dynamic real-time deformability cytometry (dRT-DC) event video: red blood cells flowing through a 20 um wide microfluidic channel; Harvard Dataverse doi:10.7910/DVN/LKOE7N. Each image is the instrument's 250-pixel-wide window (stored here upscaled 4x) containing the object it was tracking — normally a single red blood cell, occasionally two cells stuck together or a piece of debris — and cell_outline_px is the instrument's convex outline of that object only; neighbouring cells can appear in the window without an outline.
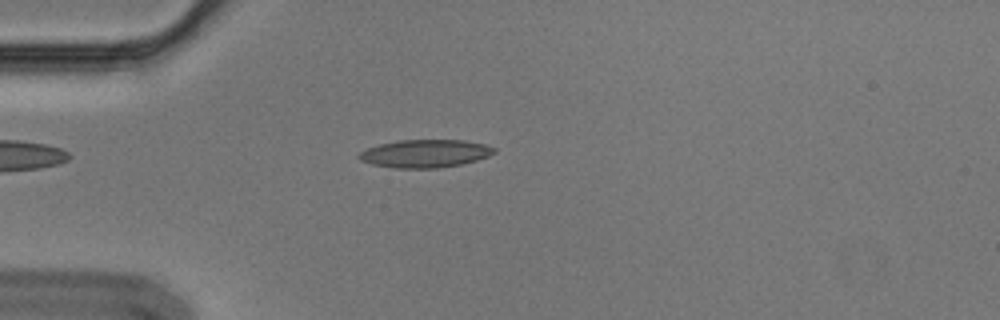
{"species": "Egyptian fruit bat (a non-hibernating species)", "species_latin": "Rousettus aegyptiacus", "temperature_condition": "cold", "stored_images_in_passage": 7, "camera_frame_rate_fps": 3000, "um_per_image_px": 0.085, "animal": {"sex": "male"}, "frame": {"image": 1, "passage_image": 5, "time_ms": 1.333, "image_size_px": [1000, 320], "cell_outline_px": [[496, 152], [488, 156], [476, 160], [460, 164], [440, 168], [396, 168], [372, 164], [360, 160], [356, 156], [360, 152], [368, 148], [380, 144], [400, 140], [464, 140], [484, 144], [496, 148]], "centroid_in_image_um": [36.14, 13.05], "position_along_channel_um": 48.9, "area_um2": 21.91}}